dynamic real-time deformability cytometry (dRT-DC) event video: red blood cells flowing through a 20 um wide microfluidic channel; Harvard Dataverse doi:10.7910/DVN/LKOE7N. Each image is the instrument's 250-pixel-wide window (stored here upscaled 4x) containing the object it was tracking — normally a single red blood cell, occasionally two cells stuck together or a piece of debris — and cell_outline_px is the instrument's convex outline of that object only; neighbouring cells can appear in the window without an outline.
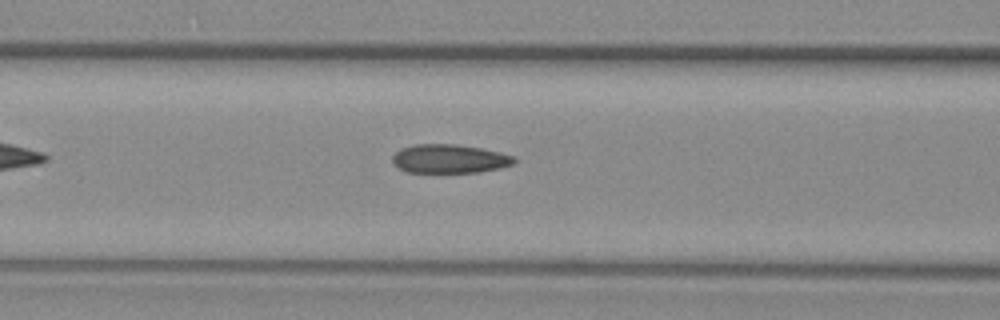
{"species": "common noctule bat (a hibernating species)", "species_latin": "Nyctalus noctula", "temperature_condition": "warm", "stored_images_in_passage": 33, "camera_frame_rate_fps": 3000, "um_per_image_px": 0.085, "animal": {"sex": "female", "body_mass_g": 29.2, "forearm_length_mm": 56.3}, "frame": {"image": 1, "passage_image": 11, "time_ms": 3.333, "image_size_px": [1000, 320], "cell_outline_px": [[516, 160], [512, 164], [500, 168], [480, 172], [404, 172], [392, 160], [392, 156], [400, 148], [416, 144], [456, 144], [480, 148], [500, 152], [516, 156]], "centroid_in_image_um": [38.22, 13.49], "position_along_channel_um": 128.4, "area_um2": 20.4}}
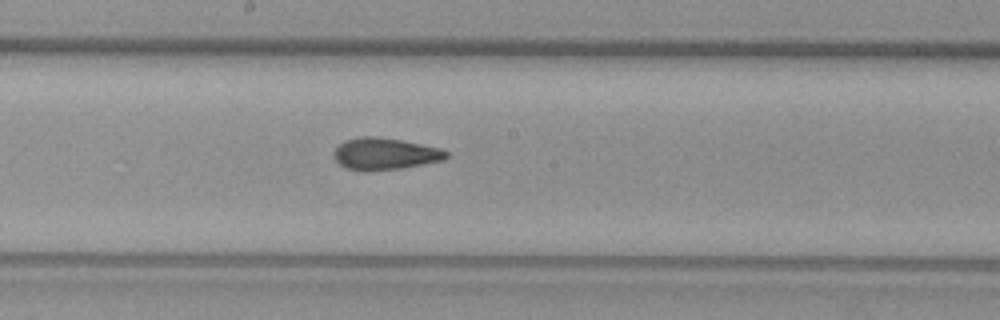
{"frame": {"image": 2, "passage_image": 18, "time_ms": 5.667, "image_size_px": [1000, 320], "cell_outline_px": [[452, 156], [444, 160], [400, 168], [368, 172], [360, 172], [344, 168], [332, 156], [332, 152], [344, 140], [360, 136], [376, 136], [400, 140], [440, 148], [448, 152]], "centroid_in_image_um": [32.68, 13.09], "position_along_channel_um": 215.5, "area_um2": 21.21}}
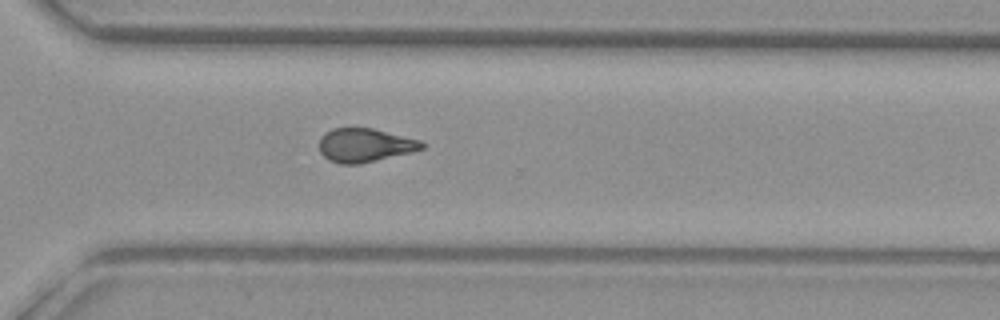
{"frame": {"image": 3, "passage_image": 28, "time_ms": 9.0, "image_size_px": [1000, 320], "cell_outline_px": [[424, 148], [412, 152], [360, 164], [340, 164], [328, 160], [320, 152], [320, 136], [324, 132], [332, 128], [372, 128], [420, 140], [424, 144]], "centroid_in_image_um": [30.98, 12.34], "position_along_channel_um": 339.6, "area_um2": 20.17}}